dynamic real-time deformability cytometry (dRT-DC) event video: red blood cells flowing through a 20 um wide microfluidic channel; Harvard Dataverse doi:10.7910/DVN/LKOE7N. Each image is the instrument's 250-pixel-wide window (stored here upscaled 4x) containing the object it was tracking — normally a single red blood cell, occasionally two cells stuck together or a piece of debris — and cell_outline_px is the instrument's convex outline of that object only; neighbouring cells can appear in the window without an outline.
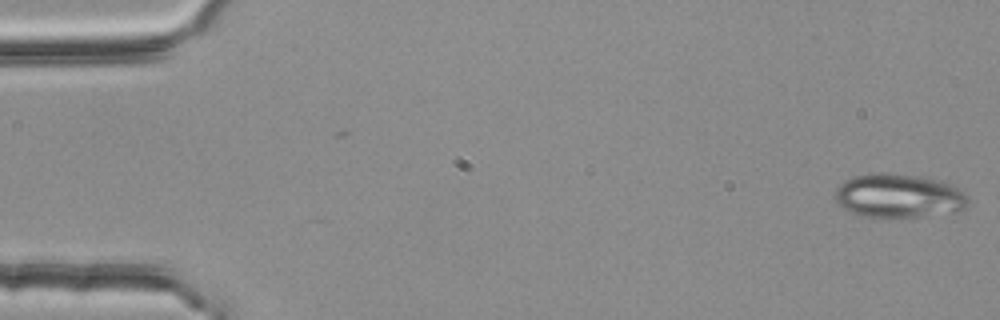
{"species": "common noctule bat (a hibernating species)", "species_latin": "Nyctalus noctula", "temperature_condition": "room temperature", "stored_images_in_passage": 55, "camera_frame_rate_fps": 3000, "um_per_image_px": 0.085, "animal": {"sex": "female", "body_mass_g": 25.1}, "frame": {"image": 1, "passage_image": 1, "time_ms": 0.0, "image_size_px": [1000, 320], "cell_outline_px": [[968, 204], [964, 208], [956, 212], [924, 216], [888, 220], [860, 216], [844, 208], [836, 200], [836, 188], [844, 180], [852, 176], [876, 172], [888, 172], [928, 176], [940, 180], [964, 192], [968, 196]], "centroid_in_image_um": [76.39, 16.66], "position_along_channel_um": 8.6, "area_um2": 35.08}}
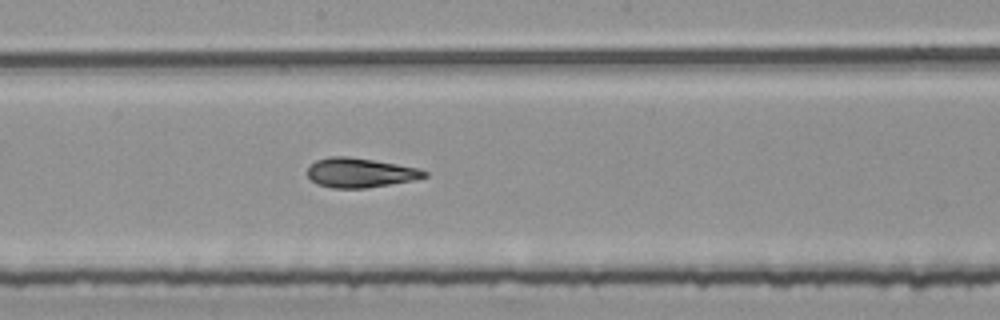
{"frame": {"image": 2, "passage_image": 29, "time_ms": 9.333, "image_size_px": [1000, 320], "cell_outline_px": [[428, 176], [412, 180], [364, 188], [332, 188], [316, 184], [308, 176], [308, 168], [316, 160], [328, 156], [348, 156], [420, 168], [428, 172]], "centroid_in_image_um": [30.59, 14.67], "position_along_channel_um": 217.6, "area_um2": 19.94}}
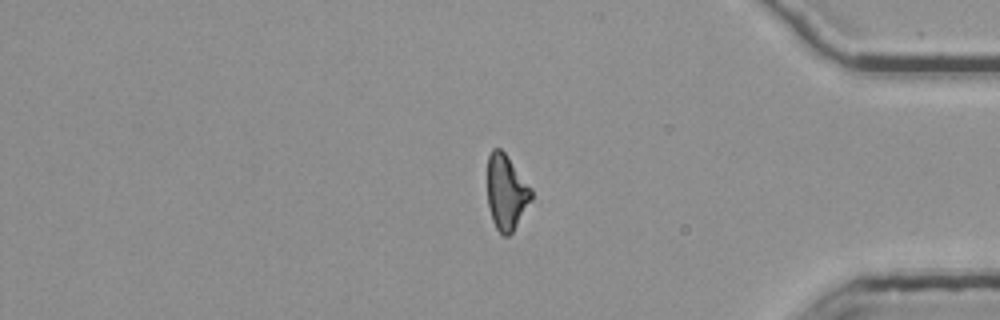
{"frame": {"image": 3, "passage_image": 45, "time_ms": 14.667, "image_size_px": [1000, 320], "cell_outline_px": [[532, 196], [512, 232], [508, 236], [504, 236], [496, 228], [492, 220], [488, 204], [488, 156], [492, 148], [500, 148], [504, 152], [532, 188]], "centroid_in_image_um": [43.01, 16.32], "position_along_channel_um": 392.2, "area_um2": 18.84}, "authors_computed_cell_mechanics": {"area_um2": 20.23, "velocity_mm_per_s": 3.8035, "shape_relaxation_time_tau1_ms": 3.5685, "shape_relaxation_time_tau2_ms": 1.9245, "deformation_change_tau1": 0.1726, "deformation_change_tau2": 0.1034}}